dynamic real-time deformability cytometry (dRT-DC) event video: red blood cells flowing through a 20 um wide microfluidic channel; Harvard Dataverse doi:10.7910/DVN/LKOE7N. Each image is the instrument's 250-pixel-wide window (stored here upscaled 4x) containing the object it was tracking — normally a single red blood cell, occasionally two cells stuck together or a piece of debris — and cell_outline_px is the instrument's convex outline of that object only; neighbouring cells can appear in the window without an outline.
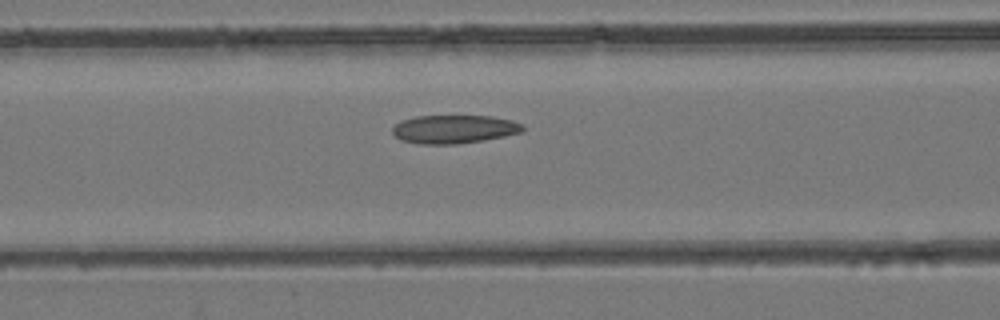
{"species": "common noctule bat (a hibernating species)", "species_latin": "Nyctalus noctula", "temperature_condition": "room temperature", "stored_images_in_passage": 43, "camera_frame_rate_fps": 3000, "um_per_image_px": 0.085, "animal": {"sex": "female", "body_mass_g": 24.6, "forearm_length_mm": 56.2}, "frame": {"image": 1, "passage_image": 16, "time_ms": 5.0, "image_size_px": [1000, 320], "cell_outline_px": [[524, 132], [484, 140], [456, 144], [420, 144], [400, 140], [392, 132], [392, 128], [400, 120], [416, 116], [492, 116], [512, 120], [524, 124]], "centroid_in_image_um": [38.61, 10.98], "position_along_channel_um": 128.0, "area_um2": 21.73}}
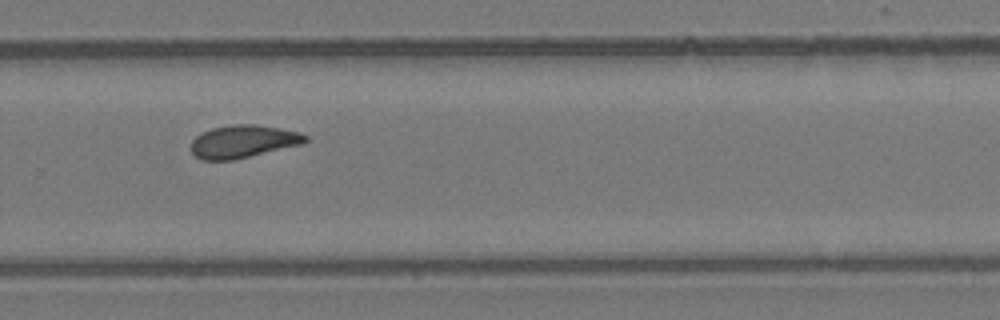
{"frame": {"image": 2, "passage_image": 28, "time_ms": 9.0, "image_size_px": [1000, 320], "cell_outline_px": [[308, 140], [304, 144], [232, 160], [200, 160], [192, 152], [192, 140], [196, 136], [212, 128], [232, 124], [256, 124], [280, 128], [300, 132], [308, 136]], "centroid_in_image_um": [20.7, 12.02], "position_along_channel_um": 309.1, "area_um2": 21.85}}
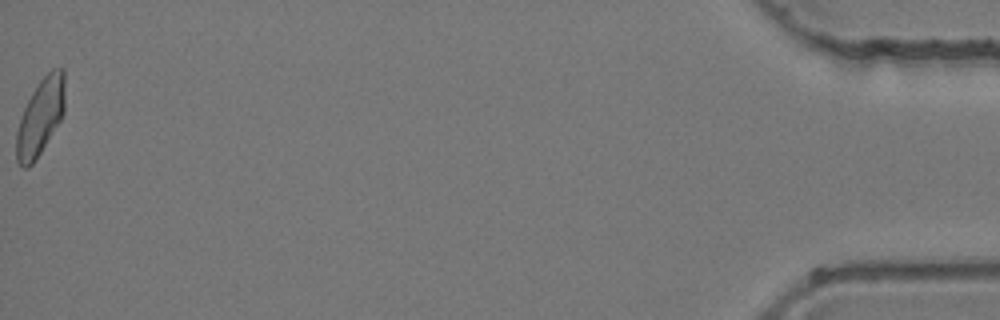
{"frame": {"image": 3, "passage_image": 43, "time_ms": 14.0, "image_size_px": [1000, 320], "cell_outline_px": [[64, 112], [60, 120], [40, 152], [32, 164], [28, 168], [24, 168], [16, 160], [16, 132], [24, 108], [32, 92], [40, 80], [52, 68], [64, 68]], "centroid_in_image_um": [3.43, 9.92], "position_along_channel_um": 431.8, "area_um2": 21.27}}